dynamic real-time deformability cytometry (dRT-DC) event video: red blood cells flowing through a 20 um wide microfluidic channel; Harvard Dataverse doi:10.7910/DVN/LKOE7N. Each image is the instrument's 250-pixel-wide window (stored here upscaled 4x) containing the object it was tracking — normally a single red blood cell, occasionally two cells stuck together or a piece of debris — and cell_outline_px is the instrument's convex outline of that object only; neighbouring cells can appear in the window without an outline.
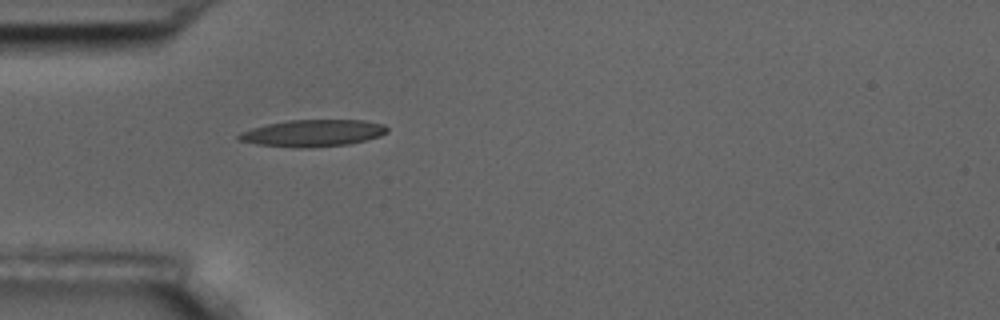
{"species": "common noctule bat (a hibernating species)", "species_latin": "Nyctalus noctula", "temperature_condition": "room temperature", "stored_images_in_passage": 1, "camera_frame_rate_fps": 3000, "um_per_image_px": 0.085, "animal": {"sex": "male", "body_mass_g": 17.5, "forearm_length_mm": 52.3}, "frame": {"image": 1, "passage_image": 1, "time_ms": 0.0, "image_size_px": [1000, 320], "cell_outline_px": [[388, 132], [380, 136], [348, 144], [312, 148], [296, 148], [256, 144], [236, 140], [236, 136], [240, 132], [252, 128], [268, 124], [288, 120], [364, 120], [384, 124], [388, 128]], "centroid_in_image_um": [26.57, 11.32], "position_along_channel_um": 58.4, "area_um2": 23.41}}